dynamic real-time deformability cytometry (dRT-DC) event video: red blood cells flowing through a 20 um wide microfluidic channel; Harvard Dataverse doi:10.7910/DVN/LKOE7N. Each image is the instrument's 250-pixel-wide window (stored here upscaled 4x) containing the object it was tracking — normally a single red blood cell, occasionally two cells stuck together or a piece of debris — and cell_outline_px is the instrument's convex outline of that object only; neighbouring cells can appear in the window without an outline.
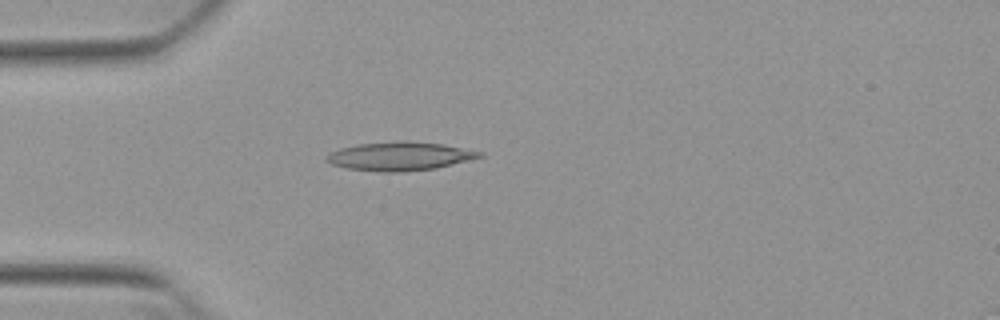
{"species": "Egyptian fruit bat (a non-hibernating species)", "species_latin": "Rousettus aegyptiacus", "temperature_condition": "warm", "stored_images_in_passage": 7, "camera_frame_rate_fps": 3000, "um_per_image_px": 0.085, "animal": {"sex": "female"}, "frame": {"image": 1, "passage_image": 1, "time_ms": 0.0, "image_size_px": [1000, 320], "cell_outline_px": [[484, 156], [436, 168], [400, 172], [380, 172], [348, 168], [332, 164], [324, 160], [332, 152], [340, 148], [356, 144], [444, 144], [484, 152]], "centroid_in_image_um": [34.0, 13.33], "position_along_channel_um": 51.0, "area_um2": 24.22}}
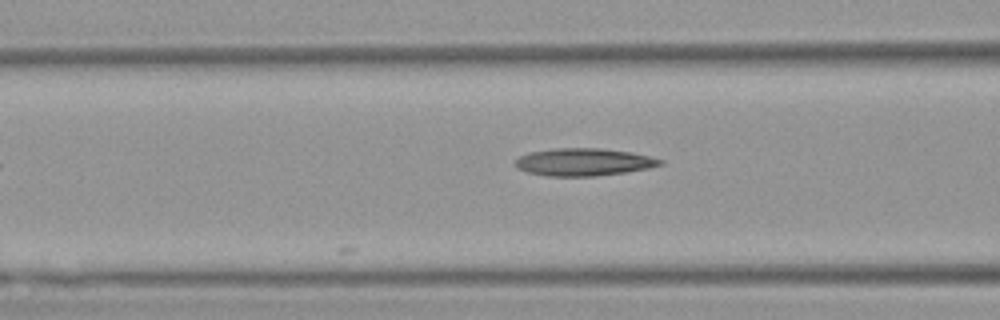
{"frame": {"image": 2, "passage_image": 7, "time_ms": 2.0, "image_size_px": [1000, 320], "cell_outline_px": [[664, 164], [648, 168], [624, 172], [596, 176], [548, 176], [528, 172], [516, 168], [512, 164], [520, 156], [528, 152], [552, 148], [600, 148], [632, 152], [664, 160]], "centroid_in_image_um": [49.58, 13.76], "position_along_channel_um": 117.0, "area_um2": 23.35}}